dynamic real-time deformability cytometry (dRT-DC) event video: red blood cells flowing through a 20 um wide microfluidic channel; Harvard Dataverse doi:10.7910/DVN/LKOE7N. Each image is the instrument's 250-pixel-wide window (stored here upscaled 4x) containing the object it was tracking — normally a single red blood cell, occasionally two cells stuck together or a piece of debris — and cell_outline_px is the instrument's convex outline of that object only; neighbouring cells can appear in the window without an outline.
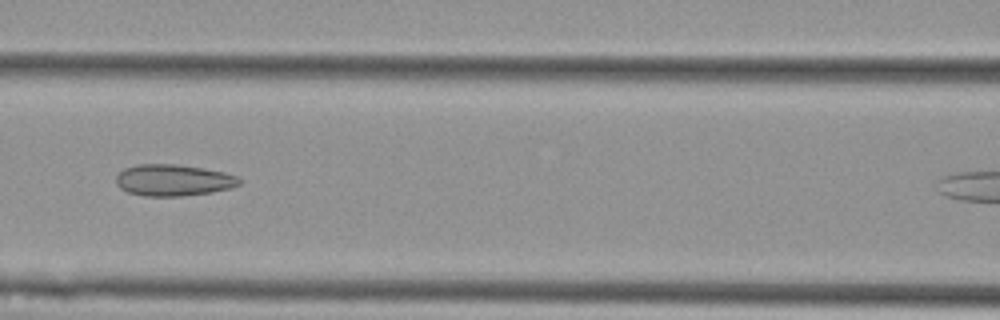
{"species": "Egyptian fruit bat (a non-hibernating species)", "species_latin": "Rousettus aegyptiacus", "temperature_condition": "cold", "stored_images_in_passage": 4, "segment_of_instrument_passage": [1, 2], "camera_frame_rate_fps": 3000, "um_per_image_px": 0.085, "animal": {"sex": "female"}, "frame": {"image": 1, "passage_image": 3, "time_ms": 0.667, "image_size_px": [1000, 320], "cell_outline_px": [[240, 184], [228, 188], [212, 192], [180, 196], [144, 196], [128, 192], [120, 188], [116, 184], [116, 176], [124, 168], [136, 164], [176, 164], [204, 168], [224, 172], [236, 176], [240, 180]], "centroid_in_image_um": [14.69, 15.31], "position_along_channel_um": 151.9, "area_um2": 22.6}}